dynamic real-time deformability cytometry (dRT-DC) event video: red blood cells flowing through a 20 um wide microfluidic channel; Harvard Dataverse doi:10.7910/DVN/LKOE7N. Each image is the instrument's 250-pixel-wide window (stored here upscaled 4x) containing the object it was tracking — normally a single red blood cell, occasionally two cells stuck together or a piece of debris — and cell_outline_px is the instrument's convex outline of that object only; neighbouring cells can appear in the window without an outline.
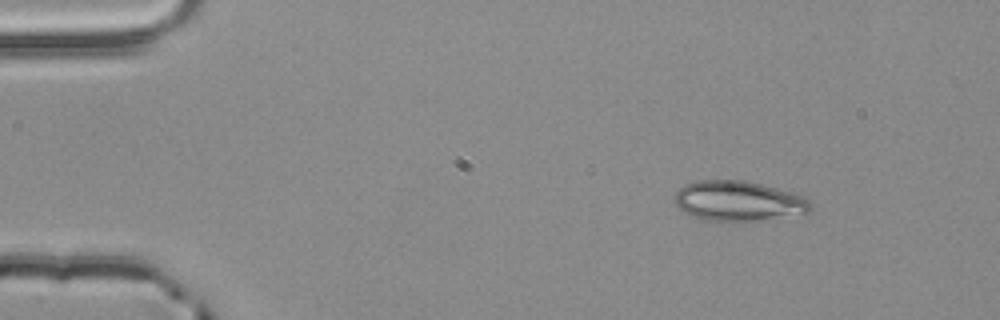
{"species": "common noctule bat (a hibernating species)", "species_latin": "Nyctalus noctula", "temperature_condition": "room temperature", "stored_images_in_passage": 2, "camera_frame_rate_fps": 3000, "um_per_image_px": 0.085, "animal": {"sex": "male", "body_mass_g": 20.4}, "frame": {"image": 1, "passage_image": 1, "time_ms": 0.0, "image_size_px": [1000, 320], "cell_outline_px": [[812, 212], [752, 220], [704, 220], [692, 216], [684, 212], [672, 200], [676, 192], [684, 184], [696, 180], [744, 180], [764, 184], [792, 192], [804, 196], [812, 204]], "centroid_in_image_um": [62.74, 17.05], "position_along_channel_um": 22.3, "area_um2": 31.62}}